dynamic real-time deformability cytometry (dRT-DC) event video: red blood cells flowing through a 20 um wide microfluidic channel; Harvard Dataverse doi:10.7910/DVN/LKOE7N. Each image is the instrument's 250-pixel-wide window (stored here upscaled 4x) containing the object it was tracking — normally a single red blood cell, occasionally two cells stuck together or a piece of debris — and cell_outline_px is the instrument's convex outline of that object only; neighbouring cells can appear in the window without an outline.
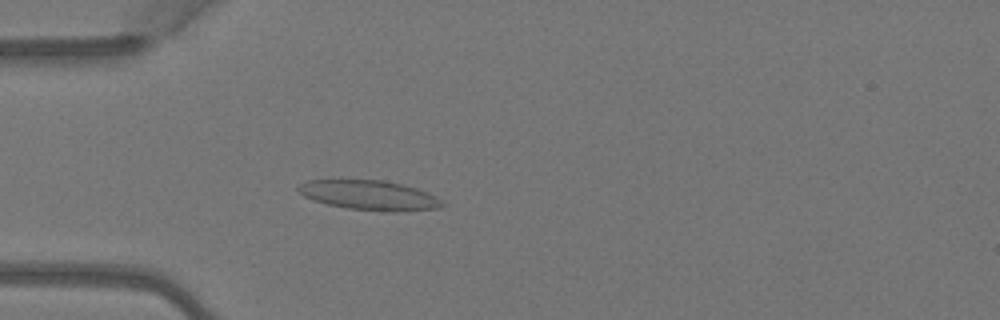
{"species": "Egyptian fruit bat (a non-hibernating species)", "species_latin": "Rousettus aegyptiacus", "temperature_condition": "warm", "stored_images_in_passage": 4, "camera_frame_rate_fps": 3000, "um_per_image_px": 0.085, "animal": {"sex": "female"}, "frame": {"image": 1, "passage_image": 4, "time_ms": 1.0, "image_size_px": [1000, 320], "cell_outline_px": [[448, 204], [440, 208], [396, 212], [388, 212], [348, 208], [328, 204], [312, 200], [304, 196], [296, 188], [300, 184], [308, 180], [380, 180], [400, 184], [416, 188]], "centroid_in_image_um": [31.38, 16.61], "position_along_channel_um": 53.6, "area_um2": 24.62}}